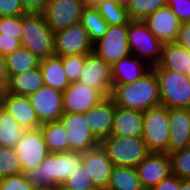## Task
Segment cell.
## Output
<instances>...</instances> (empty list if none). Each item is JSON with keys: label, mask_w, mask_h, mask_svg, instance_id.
<instances>
[{"label": "cell", "mask_w": 190, "mask_h": 190, "mask_svg": "<svg viewBox=\"0 0 190 190\" xmlns=\"http://www.w3.org/2000/svg\"><path fill=\"white\" fill-rule=\"evenodd\" d=\"M82 161L83 153L79 151L49 153L40 165L25 171L24 174L32 187L55 189L71 177Z\"/></svg>", "instance_id": "6da1fadb"}, {"label": "cell", "mask_w": 190, "mask_h": 190, "mask_svg": "<svg viewBox=\"0 0 190 190\" xmlns=\"http://www.w3.org/2000/svg\"><path fill=\"white\" fill-rule=\"evenodd\" d=\"M110 96L116 106L125 109L144 112L161 105L159 82L153 68L136 82L113 84Z\"/></svg>", "instance_id": "7a4b0ae2"}, {"label": "cell", "mask_w": 190, "mask_h": 190, "mask_svg": "<svg viewBox=\"0 0 190 190\" xmlns=\"http://www.w3.org/2000/svg\"><path fill=\"white\" fill-rule=\"evenodd\" d=\"M21 45L40 60L54 56V33L42 13L22 15Z\"/></svg>", "instance_id": "3957f363"}, {"label": "cell", "mask_w": 190, "mask_h": 190, "mask_svg": "<svg viewBox=\"0 0 190 190\" xmlns=\"http://www.w3.org/2000/svg\"><path fill=\"white\" fill-rule=\"evenodd\" d=\"M100 144L114 166L137 167L150 153L142 137L109 136Z\"/></svg>", "instance_id": "277c9868"}, {"label": "cell", "mask_w": 190, "mask_h": 190, "mask_svg": "<svg viewBox=\"0 0 190 190\" xmlns=\"http://www.w3.org/2000/svg\"><path fill=\"white\" fill-rule=\"evenodd\" d=\"M169 133L166 106L159 105L143 112L142 138L149 152L168 154Z\"/></svg>", "instance_id": "5b68a950"}, {"label": "cell", "mask_w": 190, "mask_h": 190, "mask_svg": "<svg viewBox=\"0 0 190 190\" xmlns=\"http://www.w3.org/2000/svg\"><path fill=\"white\" fill-rule=\"evenodd\" d=\"M153 70L159 82L161 105L190 109V81L187 75L163 68Z\"/></svg>", "instance_id": "8992f818"}, {"label": "cell", "mask_w": 190, "mask_h": 190, "mask_svg": "<svg viewBox=\"0 0 190 190\" xmlns=\"http://www.w3.org/2000/svg\"><path fill=\"white\" fill-rule=\"evenodd\" d=\"M128 46L130 53L146 61L151 67L161 59L162 45L142 20L128 22Z\"/></svg>", "instance_id": "52a82bcc"}, {"label": "cell", "mask_w": 190, "mask_h": 190, "mask_svg": "<svg viewBox=\"0 0 190 190\" xmlns=\"http://www.w3.org/2000/svg\"><path fill=\"white\" fill-rule=\"evenodd\" d=\"M128 24L109 25L102 38L94 43L93 51L108 64L113 65L129 56Z\"/></svg>", "instance_id": "ba28073f"}, {"label": "cell", "mask_w": 190, "mask_h": 190, "mask_svg": "<svg viewBox=\"0 0 190 190\" xmlns=\"http://www.w3.org/2000/svg\"><path fill=\"white\" fill-rule=\"evenodd\" d=\"M86 120V113H64L59 119L67 132L69 151L83 153L100 145Z\"/></svg>", "instance_id": "9c48e42d"}, {"label": "cell", "mask_w": 190, "mask_h": 190, "mask_svg": "<svg viewBox=\"0 0 190 190\" xmlns=\"http://www.w3.org/2000/svg\"><path fill=\"white\" fill-rule=\"evenodd\" d=\"M83 9L82 0H49L42 14L49 28L56 33L80 22Z\"/></svg>", "instance_id": "30bf717a"}, {"label": "cell", "mask_w": 190, "mask_h": 190, "mask_svg": "<svg viewBox=\"0 0 190 190\" xmlns=\"http://www.w3.org/2000/svg\"><path fill=\"white\" fill-rule=\"evenodd\" d=\"M93 49L94 44L80 22L54 33L55 56L89 54L93 52Z\"/></svg>", "instance_id": "8fae6325"}, {"label": "cell", "mask_w": 190, "mask_h": 190, "mask_svg": "<svg viewBox=\"0 0 190 190\" xmlns=\"http://www.w3.org/2000/svg\"><path fill=\"white\" fill-rule=\"evenodd\" d=\"M78 81L110 96L113 89L111 65L93 51L87 54Z\"/></svg>", "instance_id": "7c38bea8"}, {"label": "cell", "mask_w": 190, "mask_h": 190, "mask_svg": "<svg viewBox=\"0 0 190 190\" xmlns=\"http://www.w3.org/2000/svg\"><path fill=\"white\" fill-rule=\"evenodd\" d=\"M14 148L24 172L40 165L50 153L40 128L25 130Z\"/></svg>", "instance_id": "4fadbf2b"}, {"label": "cell", "mask_w": 190, "mask_h": 190, "mask_svg": "<svg viewBox=\"0 0 190 190\" xmlns=\"http://www.w3.org/2000/svg\"><path fill=\"white\" fill-rule=\"evenodd\" d=\"M28 98L41 124L59 121L64 114L63 92L58 89L44 85Z\"/></svg>", "instance_id": "5bb4252c"}, {"label": "cell", "mask_w": 190, "mask_h": 190, "mask_svg": "<svg viewBox=\"0 0 190 190\" xmlns=\"http://www.w3.org/2000/svg\"><path fill=\"white\" fill-rule=\"evenodd\" d=\"M106 96L79 81L71 82L63 92V113H86Z\"/></svg>", "instance_id": "9a60e30c"}, {"label": "cell", "mask_w": 190, "mask_h": 190, "mask_svg": "<svg viewBox=\"0 0 190 190\" xmlns=\"http://www.w3.org/2000/svg\"><path fill=\"white\" fill-rule=\"evenodd\" d=\"M145 190H151L171 174V160L167 153L150 152L136 167Z\"/></svg>", "instance_id": "2e32d148"}, {"label": "cell", "mask_w": 190, "mask_h": 190, "mask_svg": "<svg viewBox=\"0 0 190 190\" xmlns=\"http://www.w3.org/2000/svg\"><path fill=\"white\" fill-rule=\"evenodd\" d=\"M82 164L87 169L94 186L98 190H105L114 165L102 145L100 144L92 150L83 152Z\"/></svg>", "instance_id": "e0dca14e"}, {"label": "cell", "mask_w": 190, "mask_h": 190, "mask_svg": "<svg viewBox=\"0 0 190 190\" xmlns=\"http://www.w3.org/2000/svg\"><path fill=\"white\" fill-rule=\"evenodd\" d=\"M115 110L114 100L111 96H106L86 112V122L90 131L100 142L111 135Z\"/></svg>", "instance_id": "ac0fdd59"}, {"label": "cell", "mask_w": 190, "mask_h": 190, "mask_svg": "<svg viewBox=\"0 0 190 190\" xmlns=\"http://www.w3.org/2000/svg\"><path fill=\"white\" fill-rule=\"evenodd\" d=\"M143 21L161 43L176 41L181 22L170 7L156 10Z\"/></svg>", "instance_id": "d6986e66"}, {"label": "cell", "mask_w": 190, "mask_h": 190, "mask_svg": "<svg viewBox=\"0 0 190 190\" xmlns=\"http://www.w3.org/2000/svg\"><path fill=\"white\" fill-rule=\"evenodd\" d=\"M2 107L6 109L24 130L38 129L42 125L28 96L4 91Z\"/></svg>", "instance_id": "ffe728a7"}, {"label": "cell", "mask_w": 190, "mask_h": 190, "mask_svg": "<svg viewBox=\"0 0 190 190\" xmlns=\"http://www.w3.org/2000/svg\"><path fill=\"white\" fill-rule=\"evenodd\" d=\"M168 154L190 146V109L168 108Z\"/></svg>", "instance_id": "44dd1931"}, {"label": "cell", "mask_w": 190, "mask_h": 190, "mask_svg": "<svg viewBox=\"0 0 190 190\" xmlns=\"http://www.w3.org/2000/svg\"><path fill=\"white\" fill-rule=\"evenodd\" d=\"M143 112L116 106L110 136L142 137Z\"/></svg>", "instance_id": "7402d4cb"}, {"label": "cell", "mask_w": 190, "mask_h": 190, "mask_svg": "<svg viewBox=\"0 0 190 190\" xmlns=\"http://www.w3.org/2000/svg\"><path fill=\"white\" fill-rule=\"evenodd\" d=\"M151 68L146 61L130 54L111 65L113 84L136 82Z\"/></svg>", "instance_id": "603a6c76"}, {"label": "cell", "mask_w": 190, "mask_h": 190, "mask_svg": "<svg viewBox=\"0 0 190 190\" xmlns=\"http://www.w3.org/2000/svg\"><path fill=\"white\" fill-rule=\"evenodd\" d=\"M152 68H163L181 74L190 70V51L174 43L162 45L161 59Z\"/></svg>", "instance_id": "cb8c5ba5"}, {"label": "cell", "mask_w": 190, "mask_h": 190, "mask_svg": "<svg viewBox=\"0 0 190 190\" xmlns=\"http://www.w3.org/2000/svg\"><path fill=\"white\" fill-rule=\"evenodd\" d=\"M39 67L46 86L58 89L62 92L69 86L70 82L64 73L62 57L54 55L40 60Z\"/></svg>", "instance_id": "d4e9b609"}, {"label": "cell", "mask_w": 190, "mask_h": 190, "mask_svg": "<svg viewBox=\"0 0 190 190\" xmlns=\"http://www.w3.org/2000/svg\"><path fill=\"white\" fill-rule=\"evenodd\" d=\"M43 75L40 67L10 78L8 92L16 95L28 96L44 86Z\"/></svg>", "instance_id": "484cf974"}, {"label": "cell", "mask_w": 190, "mask_h": 190, "mask_svg": "<svg viewBox=\"0 0 190 190\" xmlns=\"http://www.w3.org/2000/svg\"><path fill=\"white\" fill-rule=\"evenodd\" d=\"M105 190H145L138 177L136 167L113 166Z\"/></svg>", "instance_id": "4316f807"}, {"label": "cell", "mask_w": 190, "mask_h": 190, "mask_svg": "<svg viewBox=\"0 0 190 190\" xmlns=\"http://www.w3.org/2000/svg\"><path fill=\"white\" fill-rule=\"evenodd\" d=\"M40 130L50 153L69 151L67 132L60 121L43 123Z\"/></svg>", "instance_id": "83f0119b"}, {"label": "cell", "mask_w": 190, "mask_h": 190, "mask_svg": "<svg viewBox=\"0 0 190 190\" xmlns=\"http://www.w3.org/2000/svg\"><path fill=\"white\" fill-rule=\"evenodd\" d=\"M5 63L9 77L11 78L13 75L38 68L40 59L21 45L11 54L5 56Z\"/></svg>", "instance_id": "f1b7e54d"}, {"label": "cell", "mask_w": 190, "mask_h": 190, "mask_svg": "<svg viewBox=\"0 0 190 190\" xmlns=\"http://www.w3.org/2000/svg\"><path fill=\"white\" fill-rule=\"evenodd\" d=\"M24 129L3 107L0 108V146L14 148L20 141Z\"/></svg>", "instance_id": "f546056e"}, {"label": "cell", "mask_w": 190, "mask_h": 190, "mask_svg": "<svg viewBox=\"0 0 190 190\" xmlns=\"http://www.w3.org/2000/svg\"><path fill=\"white\" fill-rule=\"evenodd\" d=\"M80 23L87 30L93 44L103 37L109 27V24L99 14L98 9L93 7H84Z\"/></svg>", "instance_id": "4dcf8cb0"}, {"label": "cell", "mask_w": 190, "mask_h": 190, "mask_svg": "<svg viewBox=\"0 0 190 190\" xmlns=\"http://www.w3.org/2000/svg\"><path fill=\"white\" fill-rule=\"evenodd\" d=\"M96 8L109 25L128 24L130 21L127 7L116 0H105Z\"/></svg>", "instance_id": "1f68e13d"}, {"label": "cell", "mask_w": 190, "mask_h": 190, "mask_svg": "<svg viewBox=\"0 0 190 190\" xmlns=\"http://www.w3.org/2000/svg\"><path fill=\"white\" fill-rule=\"evenodd\" d=\"M167 0H131L127 6L130 20H145L156 10L166 6Z\"/></svg>", "instance_id": "d6a6232c"}, {"label": "cell", "mask_w": 190, "mask_h": 190, "mask_svg": "<svg viewBox=\"0 0 190 190\" xmlns=\"http://www.w3.org/2000/svg\"><path fill=\"white\" fill-rule=\"evenodd\" d=\"M24 173L15 148L0 146V179Z\"/></svg>", "instance_id": "836d02e7"}, {"label": "cell", "mask_w": 190, "mask_h": 190, "mask_svg": "<svg viewBox=\"0 0 190 190\" xmlns=\"http://www.w3.org/2000/svg\"><path fill=\"white\" fill-rule=\"evenodd\" d=\"M171 174L180 179H190V146L169 153Z\"/></svg>", "instance_id": "e575fe53"}, {"label": "cell", "mask_w": 190, "mask_h": 190, "mask_svg": "<svg viewBox=\"0 0 190 190\" xmlns=\"http://www.w3.org/2000/svg\"><path fill=\"white\" fill-rule=\"evenodd\" d=\"M63 186L69 190H98L83 164L78 165Z\"/></svg>", "instance_id": "d590c367"}, {"label": "cell", "mask_w": 190, "mask_h": 190, "mask_svg": "<svg viewBox=\"0 0 190 190\" xmlns=\"http://www.w3.org/2000/svg\"><path fill=\"white\" fill-rule=\"evenodd\" d=\"M87 54L67 55L62 57L64 73L69 82H77Z\"/></svg>", "instance_id": "8d00e7d4"}, {"label": "cell", "mask_w": 190, "mask_h": 190, "mask_svg": "<svg viewBox=\"0 0 190 190\" xmlns=\"http://www.w3.org/2000/svg\"><path fill=\"white\" fill-rule=\"evenodd\" d=\"M0 33H2V36L14 37L21 41L22 15L13 17H0Z\"/></svg>", "instance_id": "74e56055"}, {"label": "cell", "mask_w": 190, "mask_h": 190, "mask_svg": "<svg viewBox=\"0 0 190 190\" xmlns=\"http://www.w3.org/2000/svg\"><path fill=\"white\" fill-rule=\"evenodd\" d=\"M32 188L24 173L0 179V190H31Z\"/></svg>", "instance_id": "f35d334b"}, {"label": "cell", "mask_w": 190, "mask_h": 190, "mask_svg": "<svg viewBox=\"0 0 190 190\" xmlns=\"http://www.w3.org/2000/svg\"><path fill=\"white\" fill-rule=\"evenodd\" d=\"M170 7L181 23L190 22V0H167Z\"/></svg>", "instance_id": "ab89813d"}, {"label": "cell", "mask_w": 190, "mask_h": 190, "mask_svg": "<svg viewBox=\"0 0 190 190\" xmlns=\"http://www.w3.org/2000/svg\"><path fill=\"white\" fill-rule=\"evenodd\" d=\"M27 14L20 0H0V17H13Z\"/></svg>", "instance_id": "60d3db41"}, {"label": "cell", "mask_w": 190, "mask_h": 190, "mask_svg": "<svg viewBox=\"0 0 190 190\" xmlns=\"http://www.w3.org/2000/svg\"><path fill=\"white\" fill-rule=\"evenodd\" d=\"M21 46V41L14 37L2 36L0 33V53L4 56L11 54Z\"/></svg>", "instance_id": "b9f144b4"}, {"label": "cell", "mask_w": 190, "mask_h": 190, "mask_svg": "<svg viewBox=\"0 0 190 190\" xmlns=\"http://www.w3.org/2000/svg\"><path fill=\"white\" fill-rule=\"evenodd\" d=\"M175 43L190 51V22L181 23Z\"/></svg>", "instance_id": "7bdbcfd3"}, {"label": "cell", "mask_w": 190, "mask_h": 190, "mask_svg": "<svg viewBox=\"0 0 190 190\" xmlns=\"http://www.w3.org/2000/svg\"><path fill=\"white\" fill-rule=\"evenodd\" d=\"M26 13H43L49 0H20Z\"/></svg>", "instance_id": "ee69618b"}, {"label": "cell", "mask_w": 190, "mask_h": 190, "mask_svg": "<svg viewBox=\"0 0 190 190\" xmlns=\"http://www.w3.org/2000/svg\"><path fill=\"white\" fill-rule=\"evenodd\" d=\"M180 186L181 179L176 175L170 174L151 190H180Z\"/></svg>", "instance_id": "f6af8a7d"}, {"label": "cell", "mask_w": 190, "mask_h": 190, "mask_svg": "<svg viewBox=\"0 0 190 190\" xmlns=\"http://www.w3.org/2000/svg\"><path fill=\"white\" fill-rule=\"evenodd\" d=\"M10 83V77L7 71L5 56L0 53V90L7 91Z\"/></svg>", "instance_id": "bcb514c9"}, {"label": "cell", "mask_w": 190, "mask_h": 190, "mask_svg": "<svg viewBox=\"0 0 190 190\" xmlns=\"http://www.w3.org/2000/svg\"><path fill=\"white\" fill-rule=\"evenodd\" d=\"M105 0H82L84 7H93L96 8Z\"/></svg>", "instance_id": "7dc6e473"}, {"label": "cell", "mask_w": 190, "mask_h": 190, "mask_svg": "<svg viewBox=\"0 0 190 190\" xmlns=\"http://www.w3.org/2000/svg\"><path fill=\"white\" fill-rule=\"evenodd\" d=\"M180 190H190V179H181Z\"/></svg>", "instance_id": "c3c4849f"}, {"label": "cell", "mask_w": 190, "mask_h": 190, "mask_svg": "<svg viewBox=\"0 0 190 190\" xmlns=\"http://www.w3.org/2000/svg\"><path fill=\"white\" fill-rule=\"evenodd\" d=\"M119 4L123 5V6H128L129 2L131 0H116Z\"/></svg>", "instance_id": "681fc988"}, {"label": "cell", "mask_w": 190, "mask_h": 190, "mask_svg": "<svg viewBox=\"0 0 190 190\" xmlns=\"http://www.w3.org/2000/svg\"><path fill=\"white\" fill-rule=\"evenodd\" d=\"M31 190H55L54 188L33 187Z\"/></svg>", "instance_id": "f907efd6"}, {"label": "cell", "mask_w": 190, "mask_h": 190, "mask_svg": "<svg viewBox=\"0 0 190 190\" xmlns=\"http://www.w3.org/2000/svg\"><path fill=\"white\" fill-rule=\"evenodd\" d=\"M55 190H69V189H67L63 185H61V186L56 187Z\"/></svg>", "instance_id": "816d5d0a"}, {"label": "cell", "mask_w": 190, "mask_h": 190, "mask_svg": "<svg viewBox=\"0 0 190 190\" xmlns=\"http://www.w3.org/2000/svg\"><path fill=\"white\" fill-rule=\"evenodd\" d=\"M4 92L0 90V108L2 107V97Z\"/></svg>", "instance_id": "f5cc1de1"}, {"label": "cell", "mask_w": 190, "mask_h": 190, "mask_svg": "<svg viewBox=\"0 0 190 190\" xmlns=\"http://www.w3.org/2000/svg\"><path fill=\"white\" fill-rule=\"evenodd\" d=\"M187 78H188V80L190 81V70L187 72Z\"/></svg>", "instance_id": "db71d44e"}]
</instances>
